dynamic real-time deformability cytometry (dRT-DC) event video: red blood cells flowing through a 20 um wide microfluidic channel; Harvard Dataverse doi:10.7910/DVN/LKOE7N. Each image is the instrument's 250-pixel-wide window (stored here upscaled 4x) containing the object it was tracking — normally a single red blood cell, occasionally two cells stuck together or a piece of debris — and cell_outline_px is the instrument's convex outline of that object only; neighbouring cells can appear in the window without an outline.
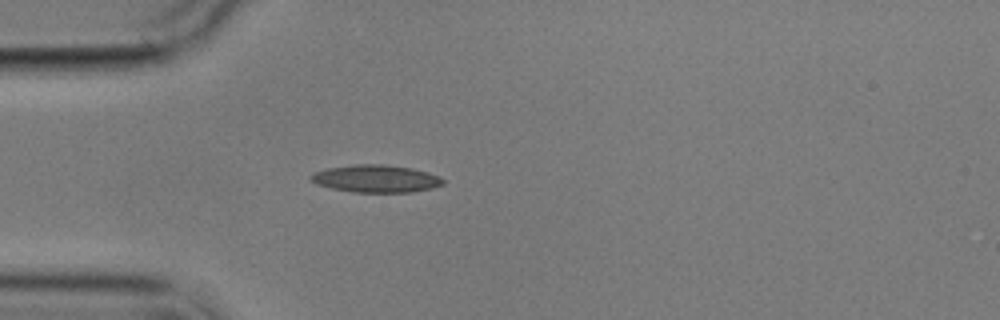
{"species": "common noctule bat (a hibernating species)", "species_latin": "Nyctalus noctula", "temperature_condition": "cold", "stored_images_in_passage": 1, "camera_frame_rate_fps": 3000, "um_per_image_px": 0.085, "animal": {"sex": "male", "body_mass_g": 17.9}, "frame": {"image": 1, "passage_image": 1, "time_ms": 0.0, "image_size_px": [1000, 320], "cell_outline_px": [[444, 184], [432, 188], [412, 192], [352, 192], [332, 188], [316, 184], [308, 176], [316, 172], [328, 168], [352, 164], [384, 164], [412, 168], [428, 172], [440, 176], [444, 180]], "centroid_in_image_um": [31.98, 15.18], "position_along_channel_um": 53.0, "area_um2": 21.21}}